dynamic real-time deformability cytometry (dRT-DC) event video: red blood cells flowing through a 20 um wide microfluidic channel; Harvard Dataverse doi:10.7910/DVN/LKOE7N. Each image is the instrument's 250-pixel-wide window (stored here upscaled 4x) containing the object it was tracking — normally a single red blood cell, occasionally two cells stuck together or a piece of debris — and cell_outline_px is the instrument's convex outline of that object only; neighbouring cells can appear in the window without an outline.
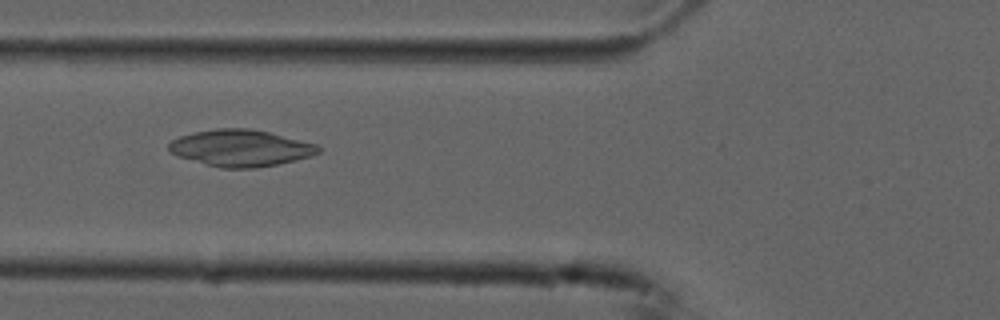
{"species": "common noctule bat (a hibernating species)", "species_latin": "Nyctalus noctula", "temperature_condition": "cold", "stored_images_in_passage": 54, "camera_frame_rate_fps": 3000, "um_per_image_px": 0.085, "animal": {"sex": "male", "forearm_length_mm": 52.5}, "frame": {"image": 1, "passage_image": 20, "time_ms": 6.333, "image_size_px": [1000, 320], "cell_outline_px": [[324, 148], [320, 152], [312, 156], [296, 160], [256, 168], [220, 168], [204, 164], [176, 156], [168, 152], [168, 144], [172, 140], [180, 136], [196, 132], [216, 128], [252, 128], [316, 144]], "centroid_in_image_um": [20.44, 12.59], "position_along_channel_um": 105.4, "area_um2": 32.08}}
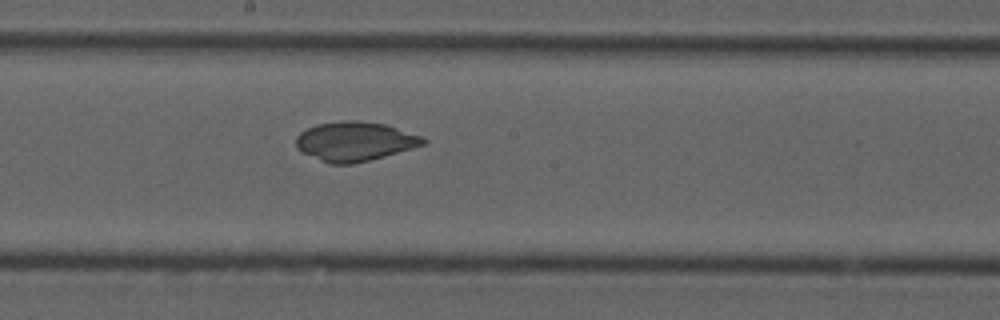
{"frame": {"image": 2, "passage_image": 29, "time_ms": 9.333, "image_size_px": [1000, 320], "cell_outline_px": [[428, 140], [424, 144], [412, 148], [384, 156], [352, 164], [332, 164], [320, 160], [300, 152], [296, 148], [296, 136], [300, 132], [316, 124], [344, 120], [356, 120], [384, 124], [424, 136]], "centroid_in_image_um": [30.14, 12.01], "position_along_channel_um": 218.1, "area_um2": 29.13}}
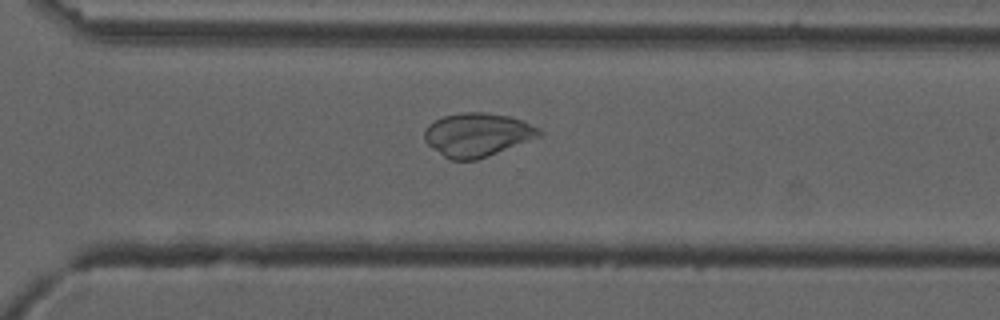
{"frame": {"image": 3, "passage_image": 38, "time_ms": 12.333, "image_size_px": [1000, 320], "cell_outline_px": [[544, 132], [540, 136], [488, 156], [476, 160], [452, 160], [444, 156], [432, 148], [424, 140], [424, 132], [428, 124], [444, 116], [460, 112], [484, 112], [508, 116], [520, 120], [540, 128]], "centroid_in_image_um": [40.56, 11.45], "position_along_channel_um": 330.0, "area_um2": 28.96}}